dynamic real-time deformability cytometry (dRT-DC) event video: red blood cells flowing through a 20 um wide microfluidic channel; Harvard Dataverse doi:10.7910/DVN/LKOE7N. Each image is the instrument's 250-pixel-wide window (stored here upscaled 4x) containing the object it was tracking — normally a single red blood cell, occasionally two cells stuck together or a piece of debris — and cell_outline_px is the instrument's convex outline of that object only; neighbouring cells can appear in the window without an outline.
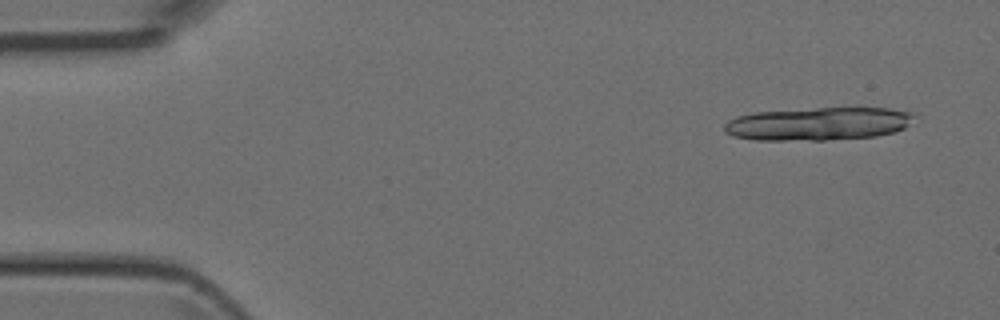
{"species": "Egyptian fruit bat (a non-hibernating species)", "species_latin": "Rousettus aegyptiacus", "temperature_condition": "room temperature", "stored_images_in_passage": 33, "camera_frame_rate_fps": 3000, "um_per_image_px": 0.085, "animal": {"sex": "female"}, "frame": {"image": 1, "passage_image": 2, "time_ms": 0.333, "image_size_px": [1000, 320], "cell_outline_px": [[916, 112], [908, 124], [904, 128], [892, 132], [876, 136], [824, 140], [756, 140], [732, 136], [724, 132], [724, 124], [728, 120], [736, 116], [756, 112], [816, 108], [888, 108]], "centroid_in_image_um": [69.52, 10.52], "position_along_channel_um": 15.5, "area_um2": 36.59}}